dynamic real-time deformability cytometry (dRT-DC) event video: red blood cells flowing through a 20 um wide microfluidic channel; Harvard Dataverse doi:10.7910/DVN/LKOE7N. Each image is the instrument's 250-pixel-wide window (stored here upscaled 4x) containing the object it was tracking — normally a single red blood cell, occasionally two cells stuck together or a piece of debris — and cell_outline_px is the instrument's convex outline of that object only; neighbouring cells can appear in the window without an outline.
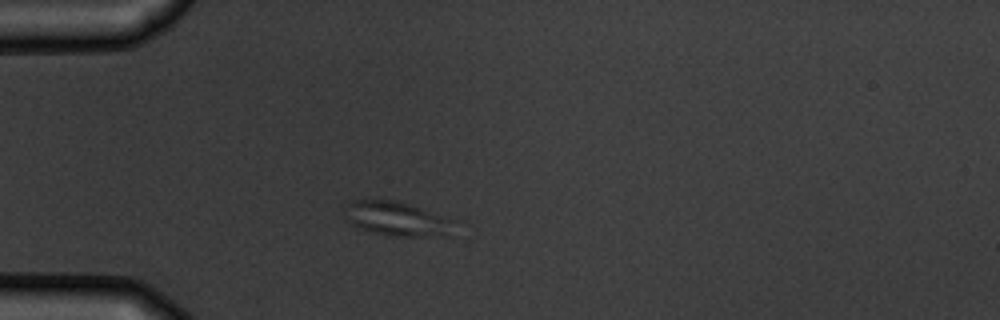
{"species": "common noctule bat (a hibernating species)", "species_latin": "Nyctalus noctula", "temperature_condition": "warm", "stored_images_in_passage": 2, "camera_frame_rate_fps": 3000, "um_per_image_px": 0.085, "animal": {"sex": "male", "body_mass_g": 19.5, "forearm_length_mm": 54.6}, "frame": {"image": 1, "passage_image": 2, "time_ms": 2.0, "image_size_px": [1000, 320], "cell_outline_px": [[460, 220], [440, 232], [420, 236], [396, 236], [372, 232], [352, 224], [344, 216], [344, 204], [352, 200], [396, 200]], "centroid_in_image_um": [33.62, 18.53], "position_along_channel_um": 51.4, "area_um2": 21.27}}